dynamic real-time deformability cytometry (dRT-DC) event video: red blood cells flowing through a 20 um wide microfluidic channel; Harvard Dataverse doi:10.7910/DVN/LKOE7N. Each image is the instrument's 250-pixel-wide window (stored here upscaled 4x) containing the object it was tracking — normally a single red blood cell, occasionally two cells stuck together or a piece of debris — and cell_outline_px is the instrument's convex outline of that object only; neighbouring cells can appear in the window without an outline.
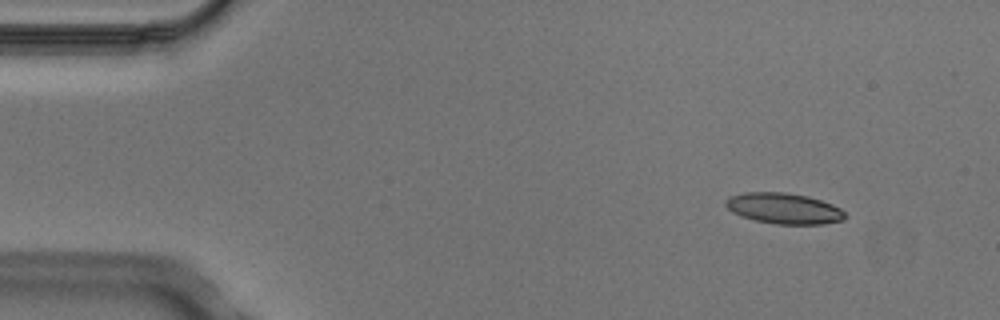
{"species": "Egyptian fruit bat (a non-hibernating species)", "species_latin": "Rousettus aegyptiacus", "temperature_condition": "cold", "stored_images_in_passage": 5, "segment_of_instrument_passage": [1, 2], "camera_frame_rate_fps": 3000, "um_per_image_px": 0.085, "animal": {"sex": "male"}, "frame": {"image": 1, "passage_image": 1, "time_ms": 0.0, "image_size_px": [1000, 320], "cell_outline_px": [[844, 220], [824, 224], [776, 224], [756, 220], [740, 216], [732, 212], [724, 204], [724, 200], [728, 196], [744, 192], [784, 192], [808, 196], [832, 204], [840, 208], [844, 212]], "centroid_in_image_um": [66.59, 17.71], "position_along_channel_um": 18.4, "area_um2": 21.5}}